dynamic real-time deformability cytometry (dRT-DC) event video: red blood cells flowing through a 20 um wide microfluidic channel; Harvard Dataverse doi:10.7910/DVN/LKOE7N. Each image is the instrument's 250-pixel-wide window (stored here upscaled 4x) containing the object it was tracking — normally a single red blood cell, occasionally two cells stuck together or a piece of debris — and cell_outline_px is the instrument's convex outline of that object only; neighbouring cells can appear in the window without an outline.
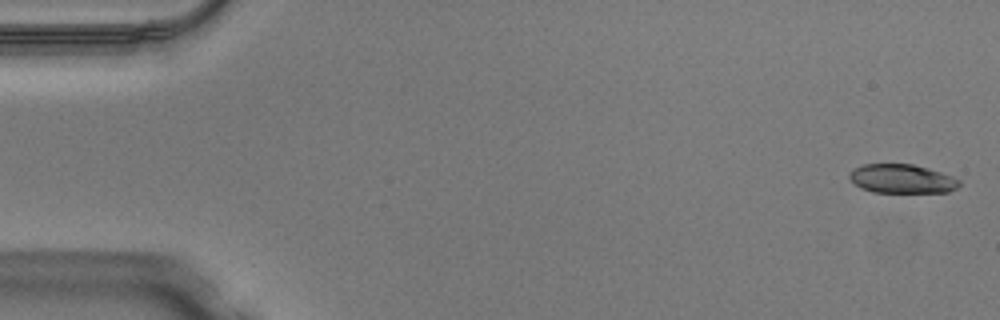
{"species": "Egyptian fruit bat (a non-hibernating species)", "species_latin": "Rousettus aegyptiacus", "temperature_condition": "warm", "stored_images_in_passage": 10, "camera_frame_rate_fps": 3000, "um_per_image_px": 0.085, "animal": {"sex": "male"}, "frame": {"image": 1, "passage_image": 1, "time_ms": 0.0, "image_size_px": [1000, 320], "cell_outline_px": [[960, 184], [956, 188], [948, 192], [872, 192], [860, 188], [848, 176], [856, 168], [864, 164], [912, 164], [928, 168], [952, 176], [960, 180]], "centroid_in_image_um": [76.68, 15.2], "position_along_channel_um": 8.3, "area_um2": 18.32}}